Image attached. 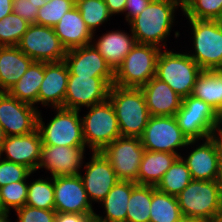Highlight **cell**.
Wrapping results in <instances>:
<instances>
[{
  "instance_id": "cell-1",
  "label": "cell",
  "mask_w": 222,
  "mask_h": 222,
  "mask_svg": "<svg viewBox=\"0 0 222 222\" xmlns=\"http://www.w3.org/2000/svg\"><path fill=\"white\" fill-rule=\"evenodd\" d=\"M178 8L183 11L179 0H151L144 11L127 24L137 43L167 49V38L174 27Z\"/></svg>"
},
{
  "instance_id": "cell-2",
  "label": "cell",
  "mask_w": 222,
  "mask_h": 222,
  "mask_svg": "<svg viewBox=\"0 0 222 222\" xmlns=\"http://www.w3.org/2000/svg\"><path fill=\"white\" fill-rule=\"evenodd\" d=\"M108 99L115 110L121 136L140 138L151 117L141 89L113 84Z\"/></svg>"
},
{
  "instance_id": "cell-3",
  "label": "cell",
  "mask_w": 222,
  "mask_h": 222,
  "mask_svg": "<svg viewBox=\"0 0 222 222\" xmlns=\"http://www.w3.org/2000/svg\"><path fill=\"white\" fill-rule=\"evenodd\" d=\"M202 71L187 52L164 49L157 58L155 77L184 98L192 95L196 79Z\"/></svg>"
},
{
  "instance_id": "cell-4",
  "label": "cell",
  "mask_w": 222,
  "mask_h": 222,
  "mask_svg": "<svg viewBox=\"0 0 222 222\" xmlns=\"http://www.w3.org/2000/svg\"><path fill=\"white\" fill-rule=\"evenodd\" d=\"M183 217L206 221L222 215V198L217 180H192L178 195Z\"/></svg>"
},
{
  "instance_id": "cell-5",
  "label": "cell",
  "mask_w": 222,
  "mask_h": 222,
  "mask_svg": "<svg viewBox=\"0 0 222 222\" xmlns=\"http://www.w3.org/2000/svg\"><path fill=\"white\" fill-rule=\"evenodd\" d=\"M193 34L192 50L187 54L202 70L222 68V23L220 20L188 19Z\"/></svg>"
},
{
  "instance_id": "cell-6",
  "label": "cell",
  "mask_w": 222,
  "mask_h": 222,
  "mask_svg": "<svg viewBox=\"0 0 222 222\" xmlns=\"http://www.w3.org/2000/svg\"><path fill=\"white\" fill-rule=\"evenodd\" d=\"M52 109L55 110L56 114L46 125L41 112L38 113L37 129L41 135L42 145L86 146L83 137L81 111L63 107Z\"/></svg>"
},
{
  "instance_id": "cell-7",
  "label": "cell",
  "mask_w": 222,
  "mask_h": 222,
  "mask_svg": "<svg viewBox=\"0 0 222 222\" xmlns=\"http://www.w3.org/2000/svg\"><path fill=\"white\" fill-rule=\"evenodd\" d=\"M86 109L81 116L85 145L89 152L102 151L121 136L115 110L109 99Z\"/></svg>"
},
{
  "instance_id": "cell-8",
  "label": "cell",
  "mask_w": 222,
  "mask_h": 222,
  "mask_svg": "<svg viewBox=\"0 0 222 222\" xmlns=\"http://www.w3.org/2000/svg\"><path fill=\"white\" fill-rule=\"evenodd\" d=\"M160 49L150 44L137 43L114 72V85L140 88L156 75Z\"/></svg>"
},
{
  "instance_id": "cell-9",
  "label": "cell",
  "mask_w": 222,
  "mask_h": 222,
  "mask_svg": "<svg viewBox=\"0 0 222 222\" xmlns=\"http://www.w3.org/2000/svg\"><path fill=\"white\" fill-rule=\"evenodd\" d=\"M145 150L181 156L189 139L182 133L175 116H151L140 137ZM182 148V149H180Z\"/></svg>"
},
{
  "instance_id": "cell-10",
  "label": "cell",
  "mask_w": 222,
  "mask_h": 222,
  "mask_svg": "<svg viewBox=\"0 0 222 222\" xmlns=\"http://www.w3.org/2000/svg\"><path fill=\"white\" fill-rule=\"evenodd\" d=\"M175 117L182 133L189 140H204L212 135L217 111L203 100L190 95L182 98Z\"/></svg>"
},
{
  "instance_id": "cell-11",
  "label": "cell",
  "mask_w": 222,
  "mask_h": 222,
  "mask_svg": "<svg viewBox=\"0 0 222 222\" xmlns=\"http://www.w3.org/2000/svg\"><path fill=\"white\" fill-rule=\"evenodd\" d=\"M17 47L33 61L60 62L65 60L66 48L53 27L30 24Z\"/></svg>"
},
{
  "instance_id": "cell-12",
  "label": "cell",
  "mask_w": 222,
  "mask_h": 222,
  "mask_svg": "<svg viewBox=\"0 0 222 222\" xmlns=\"http://www.w3.org/2000/svg\"><path fill=\"white\" fill-rule=\"evenodd\" d=\"M119 180L138 184V172L145 149L140 138L120 136L102 151Z\"/></svg>"
},
{
  "instance_id": "cell-13",
  "label": "cell",
  "mask_w": 222,
  "mask_h": 222,
  "mask_svg": "<svg viewBox=\"0 0 222 222\" xmlns=\"http://www.w3.org/2000/svg\"><path fill=\"white\" fill-rule=\"evenodd\" d=\"M38 106L0 92V124L6 136L26 135L37 129Z\"/></svg>"
},
{
  "instance_id": "cell-14",
  "label": "cell",
  "mask_w": 222,
  "mask_h": 222,
  "mask_svg": "<svg viewBox=\"0 0 222 222\" xmlns=\"http://www.w3.org/2000/svg\"><path fill=\"white\" fill-rule=\"evenodd\" d=\"M111 85L102 77L69 75L63 108L81 111L108 99Z\"/></svg>"
},
{
  "instance_id": "cell-15",
  "label": "cell",
  "mask_w": 222,
  "mask_h": 222,
  "mask_svg": "<svg viewBox=\"0 0 222 222\" xmlns=\"http://www.w3.org/2000/svg\"><path fill=\"white\" fill-rule=\"evenodd\" d=\"M54 210L57 213H96L80 175L54 177Z\"/></svg>"
},
{
  "instance_id": "cell-16",
  "label": "cell",
  "mask_w": 222,
  "mask_h": 222,
  "mask_svg": "<svg viewBox=\"0 0 222 222\" xmlns=\"http://www.w3.org/2000/svg\"><path fill=\"white\" fill-rule=\"evenodd\" d=\"M90 159L83 166V170H86L85 174L80 173L79 175L83 181L89 201L99 204L119 179L109 160L101 151L92 152Z\"/></svg>"
},
{
  "instance_id": "cell-17",
  "label": "cell",
  "mask_w": 222,
  "mask_h": 222,
  "mask_svg": "<svg viewBox=\"0 0 222 222\" xmlns=\"http://www.w3.org/2000/svg\"><path fill=\"white\" fill-rule=\"evenodd\" d=\"M186 147L187 149L192 147V150H190L189 154L181 155L180 157L186 163L192 179L202 181L217 180L221 162L215 141L211 137L202 140V143L201 140H189Z\"/></svg>"
},
{
  "instance_id": "cell-18",
  "label": "cell",
  "mask_w": 222,
  "mask_h": 222,
  "mask_svg": "<svg viewBox=\"0 0 222 222\" xmlns=\"http://www.w3.org/2000/svg\"><path fill=\"white\" fill-rule=\"evenodd\" d=\"M86 146H53L42 145L41 159L38 169L50 171L52 177L75 176L82 173L80 170L85 163ZM80 169V170H79Z\"/></svg>"
},
{
  "instance_id": "cell-19",
  "label": "cell",
  "mask_w": 222,
  "mask_h": 222,
  "mask_svg": "<svg viewBox=\"0 0 222 222\" xmlns=\"http://www.w3.org/2000/svg\"><path fill=\"white\" fill-rule=\"evenodd\" d=\"M64 61L69 75L97 76L104 78L111 86L114 83V71L92 43L67 50Z\"/></svg>"
},
{
  "instance_id": "cell-20",
  "label": "cell",
  "mask_w": 222,
  "mask_h": 222,
  "mask_svg": "<svg viewBox=\"0 0 222 222\" xmlns=\"http://www.w3.org/2000/svg\"><path fill=\"white\" fill-rule=\"evenodd\" d=\"M41 148V135L36 129L26 135L7 136L0 150V157L5 155L3 159L23 165L34 174L40 163Z\"/></svg>"
},
{
  "instance_id": "cell-21",
  "label": "cell",
  "mask_w": 222,
  "mask_h": 222,
  "mask_svg": "<svg viewBox=\"0 0 222 222\" xmlns=\"http://www.w3.org/2000/svg\"><path fill=\"white\" fill-rule=\"evenodd\" d=\"M68 78L69 69L65 61L44 62V79L38 92V105L63 107Z\"/></svg>"
},
{
  "instance_id": "cell-22",
  "label": "cell",
  "mask_w": 222,
  "mask_h": 222,
  "mask_svg": "<svg viewBox=\"0 0 222 222\" xmlns=\"http://www.w3.org/2000/svg\"><path fill=\"white\" fill-rule=\"evenodd\" d=\"M140 89L150 116H175L180 109L182 97L158 78L153 77Z\"/></svg>"
},
{
  "instance_id": "cell-23",
  "label": "cell",
  "mask_w": 222,
  "mask_h": 222,
  "mask_svg": "<svg viewBox=\"0 0 222 222\" xmlns=\"http://www.w3.org/2000/svg\"><path fill=\"white\" fill-rule=\"evenodd\" d=\"M92 44L115 72L127 54L137 44V41L132 32L128 34L125 30L117 29L107 31L99 37L96 35V39L93 33Z\"/></svg>"
},
{
  "instance_id": "cell-24",
  "label": "cell",
  "mask_w": 222,
  "mask_h": 222,
  "mask_svg": "<svg viewBox=\"0 0 222 222\" xmlns=\"http://www.w3.org/2000/svg\"><path fill=\"white\" fill-rule=\"evenodd\" d=\"M53 28L66 50L92 43L93 33L86 26L76 6L65 13Z\"/></svg>"
},
{
  "instance_id": "cell-25",
  "label": "cell",
  "mask_w": 222,
  "mask_h": 222,
  "mask_svg": "<svg viewBox=\"0 0 222 222\" xmlns=\"http://www.w3.org/2000/svg\"><path fill=\"white\" fill-rule=\"evenodd\" d=\"M32 62L17 46H0V92H8Z\"/></svg>"
},
{
  "instance_id": "cell-26",
  "label": "cell",
  "mask_w": 222,
  "mask_h": 222,
  "mask_svg": "<svg viewBox=\"0 0 222 222\" xmlns=\"http://www.w3.org/2000/svg\"><path fill=\"white\" fill-rule=\"evenodd\" d=\"M133 181L119 180L100 202L104 212L94 215L95 222H126L127 206L132 188L136 185ZM102 215V216H100Z\"/></svg>"
},
{
  "instance_id": "cell-27",
  "label": "cell",
  "mask_w": 222,
  "mask_h": 222,
  "mask_svg": "<svg viewBox=\"0 0 222 222\" xmlns=\"http://www.w3.org/2000/svg\"><path fill=\"white\" fill-rule=\"evenodd\" d=\"M177 158L173 153L145 150L139 166L138 185L156 186Z\"/></svg>"
},
{
  "instance_id": "cell-28",
  "label": "cell",
  "mask_w": 222,
  "mask_h": 222,
  "mask_svg": "<svg viewBox=\"0 0 222 222\" xmlns=\"http://www.w3.org/2000/svg\"><path fill=\"white\" fill-rule=\"evenodd\" d=\"M44 79V62L33 61L8 93L19 101L38 105V92Z\"/></svg>"
},
{
  "instance_id": "cell-29",
  "label": "cell",
  "mask_w": 222,
  "mask_h": 222,
  "mask_svg": "<svg viewBox=\"0 0 222 222\" xmlns=\"http://www.w3.org/2000/svg\"><path fill=\"white\" fill-rule=\"evenodd\" d=\"M192 96L218 111L222 107V76L216 70H203L196 79Z\"/></svg>"
},
{
  "instance_id": "cell-30",
  "label": "cell",
  "mask_w": 222,
  "mask_h": 222,
  "mask_svg": "<svg viewBox=\"0 0 222 222\" xmlns=\"http://www.w3.org/2000/svg\"><path fill=\"white\" fill-rule=\"evenodd\" d=\"M182 217L177 196L160 192L152 185L149 222H178Z\"/></svg>"
},
{
  "instance_id": "cell-31",
  "label": "cell",
  "mask_w": 222,
  "mask_h": 222,
  "mask_svg": "<svg viewBox=\"0 0 222 222\" xmlns=\"http://www.w3.org/2000/svg\"><path fill=\"white\" fill-rule=\"evenodd\" d=\"M192 180L186 163L181 157H178L155 188L160 192L177 196Z\"/></svg>"
},
{
  "instance_id": "cell-32",
  "label": "cell",
  "mask_w": 222,
  "mask_h": 222,
  "mask_svg": "<svg viewBox=\"0 0 222 222\" xmlns=\"http://www.w3.org/2000/svg\"><path fill=\"white\" fill-rule=\"evenodd\" d=\"M151 201L152 185L136 184L128 201L126 222H149Z\"/></svg>"
},
{
  "instance_id": "cell-33",
  "label": "cell",
  "mask_w": 222,
  "mask_h": 222,
  "mask_svg": "<svg viewBox=\"0 0 222 222\" xmlns=\"http://www.w3.org/2000/svg\"><path fill=\"white\" fill-rule=\"evenodd\" d=\"M26 205L54 210V177H45V179H33L28 183V193Z\"/></svg>"
},
{
  "instance_id": "cell-34",
  "label": "cell",
  "mask_w": 222,
  "mask_h": 222,
  "mask_svg": "<svg viewBox=\"0 0 222 222\" xmlns=\"http://www.w3.org/2000/svg\"><path fill=\"white\" fill-rule=\"evenodd\" d=\"M76 7L86 26L94 34L98 30L97 28H100L112 17L104 0H76Z\"/></svg>"
},
{
  "instance_id": "cell-35",
  "label": "cell",
  "mask_w": 222,
  "mask_h": 222,
  "mask_svg": "<svg viewBox=\"0 0 222 222\" xmlns=\"http://www.w3.org/2000/svg\"><path fill=\"white\" fill-rule=\"evenodd\" d=\"M183 15L187 19L222 20V0H186Z\"/></svg>"
},
{
  "instance_id": "cell-36",
  "label": "cell",
  "mask_w": 222,
  "mask_h": 222,
  "mask_svg": "<svg viewBox=\"0 0 222 222\" xmlns=\"http://www.w3.org/2000/svg\"><path fill=\"white\" fill-rule=\"evenodd\" d=\"M30 23L15 13L0 20V46H17Z\"/></svg>"
},
{
  "instance_id": "cell-37",
  "label": "cell",
  "mask_w": 222,
  "mask_h": 222,
  "mask_svg": "<svg viewBox=\"0 0 222 222\" xmlns=\"http://www.w3.org/2000/svg\"><path fill=\"white\" fill-rule=\"evenodd\" d=\"M76 6V0H52L46 3L36 16V24L54 27L60 19Z\"/></svg>"
},
{
  "instance_id": "cell-38",
  "label": "cell",
  "mask_w": 222,
  "mask_h": 222,
  "mask_svg": "<svg viewBox=\"0 0 222 222\" xmlns=\"http://www.w3.org/2000/svg\"><path fill=\"white\" fill-rule=\"evenodd\" d=\"M28 181H17L9 183L0 188V196L7 211L13 209L16 211L26 205L28 193Z\"/></svg>"
},
{
  "instance_id": "cell-39",
  "label": "cell",
  "mask_w": 222,
  "mask_h": 222,
  "mask_svg": "<svg viewBox=\"0 0 222 222\" xmlns=\"http://www.w3.org/2000/svg\"><path fill=\"white\" fill-rule=\"evenodd\" d=\"M32 173L29 168L0 157V188L12 182L29 179Z\"/></svg>"
},
{
  "instance_id": "cell-40",
  "label": "cell",
  "mask_w": 222,
  "mask_h": 222,
  "mask_svg": "<svg viewBox=\"0 0 222 222\" xmlns=\"http://www.w3.org/2000/svg\"><path fill=\"white\" fill-rule=\"evenodd\" d=\"M17 221L15 222H54L56 211L34 208L24 205L16 211Z\"/></svg>"
},
{
  "instance_id": "cell-41",
  "label": "cell",
  "mask_w": 222,
  "mask_h": 222,
  "mask_svg": "<svg viewBox=\"0 0 222 222\" xmlns=\"http://www.w3.org/2000/svg\"><path fill=\"white\" fill-rule=\"evenodd\" d=\"M38 11V4L33 0H13V13L30 24H36Z\"/></svg>"
},
{
  "instance_id": "cell-42",
  "label": "cell",
  "mask_w": 222,
  "mask_h": 222,
  "mask_svg": "<svg viewBox=\"0 0 222 222\" xmlns=\"http://www.w3.org/2000/svg\"><path fill=\"white\" fill-rule=\"evenodd\" d=\"M151 0H127L124 8L125 20L129 24L148 6Z\"/></svg>"
},
{
  "instance_id": "cell-43",
  "label": "cell",
  "mask_w": 222,
  "mask_h": 222,
  "mask_svg": "<svg viewBox=\"0 0 222 222\" xmlns=\"http://www.w3.org/2000/svg\"><path fill=\"white\" fill-rule=\"evenodd\" d=\"M95 214L56 213L54 222H93Z\"/></svg>"
},
{
  "instance_id": "cell-44",
  "label": "cell",
  "mask_w": 222,
  "mask_h": 222,
  "mask_svg": "<svg viewBox=\"0 0 222 222\" xmlns=\"http://www.w3.org/2000/svg\"><path fill=\"white\" fill-rule=\"evenodd\" d=\"M108 11L112 16L117 14H124V8L127 0H104Z\"/></svg>"
},
{
  "instance_id": "cell-45",
  "label": "cell",
  "mask_w": 222,
  "mask_h": 222,
  "mask_svg": "<svg viewBox=\"0 0 222 222\" xmlns=\"http://www.w3.org/2000/svg\"><path fill=\"white\" fill-rule=\"evenodd\" d=\"M211 138L215 141L219 157H220V162L222 164V128H214L212 131Z\"/></svg>"
},
{
  "instance_id": "cell-46",
  "label": "cell",
  "mask_w": 222,
  "mask_h": 222,
  "mask_svg": "<svg viewBox=\"0 0 222 222\" xmlns=\"http://www.w3.org/2000/svg\"><path fill=\"white\" fill-rule=\"evenodd\" d=\"M13 12V0H0V20Z\"/></svg>"
},
{
  "instance_id": "cell-47",
  "label": "cell",
  "mask_w": 222,
  "mask_h": 222,
  "mask_svg": "<svg viewBox=\"0 0 222 222\" xmlns=\"http://www.w3.org/2000/svg\"><path fill=\"white\" fill-rule=\"evenodd\" d=\"M215 128H222V107L217 111Z\"/></svg>"
},
{
  "instance_id": "cell-48",
  "label": "cell",
  "mask_w": 222,
  "mask_h": 222,
  "mask_svg": "<svg viewBox=\"0 0 222 222\" xmlns=\"http://www.w3.org/2000/svg\"><path fill=\"white\" fill-rule=\"evenodd\" d=\"M217 182L219 186L220 195L222 198V164H220V167H219V175H218Z\"/></svg>"
},
{
  "instance_id": "cell-49",
  "label": "cell",
  "mask_w": 222,
  "mask_h": 222,
  "mask_svg": "<svg viewBox=\"0 0 222 222\" xmlns=\"http://www.w3.org/2000/svg\"><path fill=\"white\" fill-rule=\"evenodd\" d=\"M7 214H9V212L7 211V209L5 208L2 198L0 196V217L6 216Z\"/></svg>"
},
{
  "instance_id": "cell-50",
  "label": "cell",
  "mask_w": 222,
  "mask_h": 222,
  "mask_svg": "<svg viewBox=\"0 0 222 222\" xmlns=\"http://www.w3.org/2000/svg\"><path fill=\"white\" fill-rule=\"evenodd\" d=\"M6 137H7V136H6L5 132H4V129L2 128V126H1V124H0V150H1V148H2V145H3Z\"/></svg>"
},
{
  "instance_id": "cell-51",
  "label": "cell",
  "mask_w": 222,
  "mask_h": 222,
  "mask_svg": "<svg viewBox=\"0 0 222 222\" xmlns=\"http://www.w3.org/2000/svg\"><path fill=\"white\" fill-rule=\"evenodd\" d=\"M178 222H203V221L189 217H182Z\"/></svg>"
},
{
  "instance_id": "cell-52",
  "label": "cell",
  "mask_w": 222,
  "mask_h": 222,
  "mask_svg": "<svg viewBox=\"0 0 222 222\" xmlns=\"http://www.w3.org/2000/svg\"><path fill=\"white\" fill-rule=\"evenodd\" d=\"M36 4H38V9L42 8L46 3H49L52 0H33Z\"/></svg>"
},
{
  "instance_id": "cell-53",
  "label": "cell",
  "mask_w": 222,
  "mask_h": 222,
  "mask_svg": "<svg viewBox=\"0 0 222 222\" xmlns=\"http://www.w3.org/2000/svg\"><path fill=\"white\" fill-rule=\"evenodd\" d=\"M203 222H222V215L215 217V218H211V219L203 221Z\"/></svg>"
},
{
  "instance_id": "cell-54",
  "label": "cell",
  "mask_w": 222,
  "mask_h": 222,
  "mask_svg": "<svg viewBox=\"0 0 222 222\" xmlns=\"http://www.w3.org/2000/svg\"><path fill=\"white\" fill-rule=\"evenodd\" d=\"M0 222H13V221H10L9 214H7L6 216L0 217Z\"/></svg>"
},
{
  "instance_id": "cell-55",
  "label": "cell",
  "mask_w": 222,
  "mask_h": 222,
  "mask_svg": "<svg viewBox=\"0 0 222 222\" xmlns=\"http://www.w3.org/2000/svg\"><path fill=\"white\" fill-rule=\"evenodd\" d=\"M222 76V68L216 70Z\"/></svg>"
}]
</instances>
